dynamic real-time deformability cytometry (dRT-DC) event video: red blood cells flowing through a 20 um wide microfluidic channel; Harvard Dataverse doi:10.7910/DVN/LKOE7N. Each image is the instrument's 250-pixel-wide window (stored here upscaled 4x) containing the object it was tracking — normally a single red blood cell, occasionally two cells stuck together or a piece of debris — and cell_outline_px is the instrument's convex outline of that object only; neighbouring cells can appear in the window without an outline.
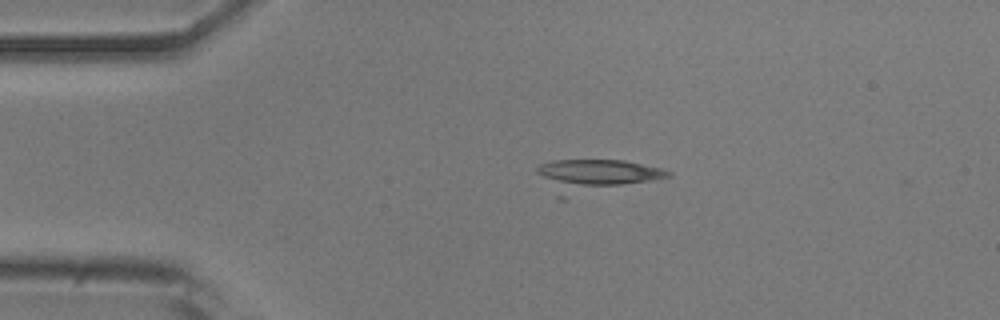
{"species": "common noctule bat (a hibernating species)", "species_latin": "Nyctalus noctula", "temperature_condition": "room temperature", "stored_images_in_passage": 6, "camera_frame_rate_fps": 3000, "um_per_image_px": 0.085, "animal": {"sex": "male", "body_mass_g": 20.5, "forearm_length_mm": 52.5}, "frame": {"image": 1, "passage_image": 1, "time_ms": 0.0, "image_size_px": [1000, 320], "cell_outline_px": [[672, 176], [564, 200], [556, 200], [536, 172], [536, 168], [540, 164], [552, 160], [624, 160], [660, 168], [672, 172]], "centroid_in_image_um": [50.5, 14.98], "position_along_channel_um": 34.5, "area_um2": 25.66}}